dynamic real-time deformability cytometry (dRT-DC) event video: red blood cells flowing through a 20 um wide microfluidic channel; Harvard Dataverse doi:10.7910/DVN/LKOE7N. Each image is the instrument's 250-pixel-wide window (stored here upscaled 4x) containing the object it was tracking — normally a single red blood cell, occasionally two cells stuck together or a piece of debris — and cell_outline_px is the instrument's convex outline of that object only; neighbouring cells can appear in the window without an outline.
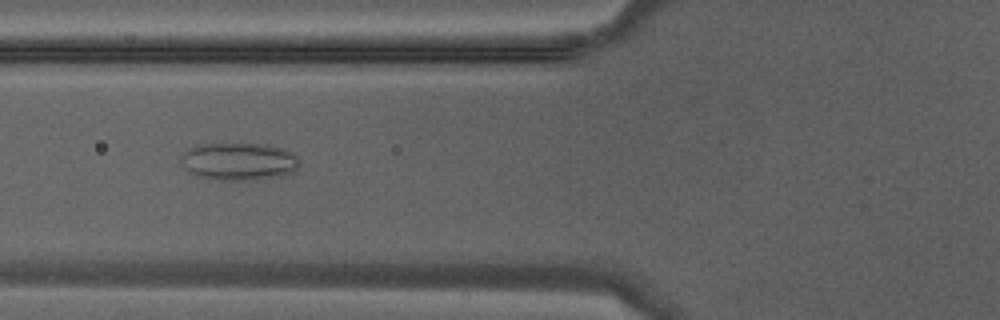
{"species": "Egyptian fruit bat (a non-hibernating species)", "species_latin": "Rousettus aegyptiacus", "temperature_condition": "warm", "stored_images_in_passage": 29, "camera_frame_rate_fps": 3000, "um_per_image_px": 0.085, "animal": {"sex": "male"}, "frame": {"image": 1, "passage_image": 9, "time_ms": 2.667, "image_size_px": [1000, 320], "cell_outline_px": [[300, 160], [296, 172], [280, 176], [252, 180], [220, 180], [196, 176], [188, 172], [180, 164], [180, 156], [184, 152], [196, 144], [268, 144], [284, 148], [292, 152]], "centroid_in_image_um": [20.3, 13.72], "position_along_channel_um": 105.5, "area_um2": 26.41}}
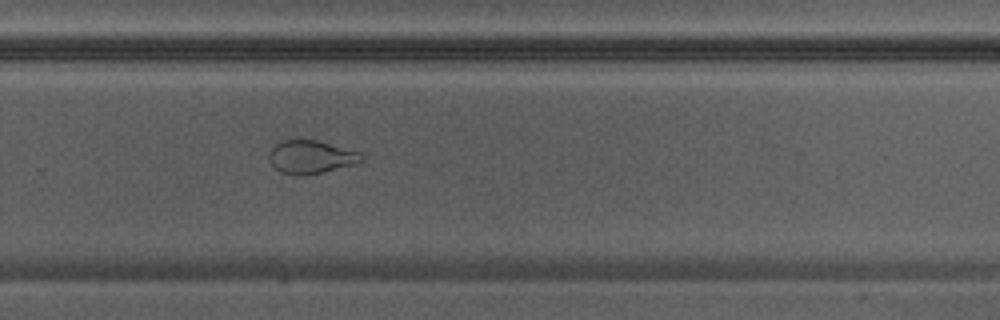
{"frame": {"image": 2, "passage_image": 21, "time_ms": 6.667, "image_size_px": [1000, 320], "cell_outline_px": [[364, 160], [352, 164], [304, 176], [296, 176], [280, 172], [268, 160], [268, 152], [276, 144], [284, 140], [316, 140], [360, 152], [364, 156]], "centroid_in_image_um": [26.39, 13.35], "position_along_channel_um": 303.4, "area_um2": 17.69}}